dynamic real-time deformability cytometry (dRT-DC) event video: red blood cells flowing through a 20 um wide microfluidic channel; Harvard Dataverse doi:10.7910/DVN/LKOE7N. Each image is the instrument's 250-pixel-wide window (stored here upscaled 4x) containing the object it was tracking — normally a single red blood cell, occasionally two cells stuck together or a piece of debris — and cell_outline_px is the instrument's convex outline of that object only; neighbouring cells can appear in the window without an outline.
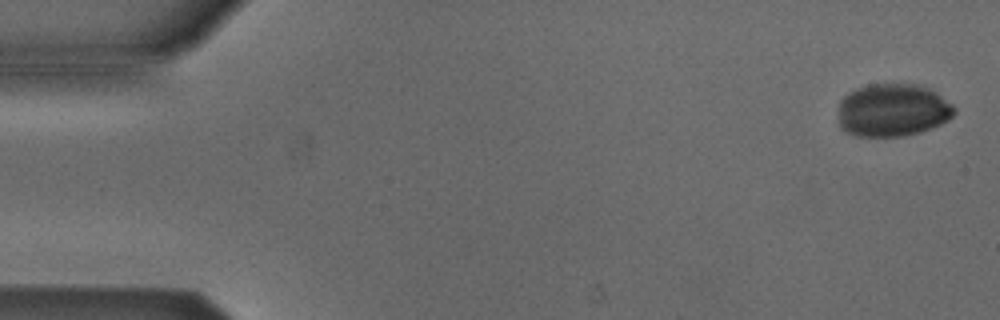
{"species": "Egyptian fruit bat (a non-hibernating species)", "species_latin": "Rousettus aegyptiacus", "temperature_condition": "cold", "stored_images_in_passage": 4, "camera_frame_rate_fps": 3000, "um_per_image_px": 0.085, "animal": {"sex": "male"}, "frame": {"image": 1, "passage_image": 1, "time_ms": 0.0, "image_size_px": [1000, 320], "cell_outline_px": [[956, 112], [948, 120], [940, 124], [920, 132], [900, 136], [856, 136], [840, 128], [840, 100], [848, 92], [856, 88], [868, 84], [916, 84], [928, 88], [936, 92], [952, 104], [956, 108]], "centroid_in_image_um": [75.88, 9.35], "position_along_channel_um": 9.1, "area_um2": 35.72}}